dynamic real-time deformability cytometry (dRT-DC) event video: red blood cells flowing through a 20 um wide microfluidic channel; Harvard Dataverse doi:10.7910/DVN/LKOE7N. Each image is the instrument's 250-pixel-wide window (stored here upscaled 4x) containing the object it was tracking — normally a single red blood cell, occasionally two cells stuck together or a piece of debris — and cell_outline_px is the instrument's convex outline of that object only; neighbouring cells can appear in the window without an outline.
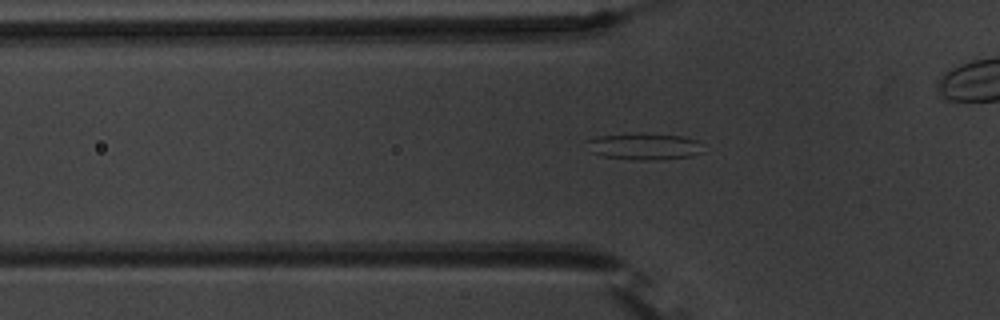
{"species": "common noctule bat (a hibernating species)", "species_latin": "Nyctalus noctula", "temperature_condition": "warm", "stored_images_in_passage": 56, "camera_frame_rate_fps": 3000, "um_per_image_px": 0.085, "animal": {"sex": "male", "body_mass_g": 20.1, "forearm_length_mm": 53.5}, "frame": {"image": 1, "passage_image": 19, "time_ms": 6.0, "image_size_px": [1000, 320], "cell_outline_px": [[704, 152], [692, 156], [656, 160], [632, 160], [604, 156], [592, 152], [588, 140], [596, 136], [640, 132], [684, 136], [696, 140]], "centroid_in_image_um": [54.79, 12.43], "position_along_channel_um": 71.0, "area_um2": 18.15}}
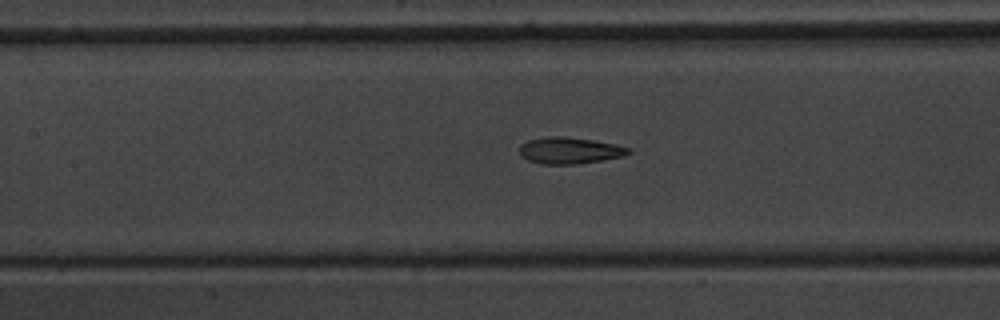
{"frame": {"image": 2, "passage_image": 26, "time_ms": 8.333, "image_size_px": [1000, 320], "cell_outline_px": [[632, 152], [624, 156], [576, 164], [540, 164], [528, 160], [520, 156], [520, 144], [528, 140], [548, 136], [564, 136], [592, 140], [616, 144], [628, 148]], "centroid_in_image_um": [48.38, 12.79], "position_along_channel_um": 159.0, "area_um2": 16.82}}
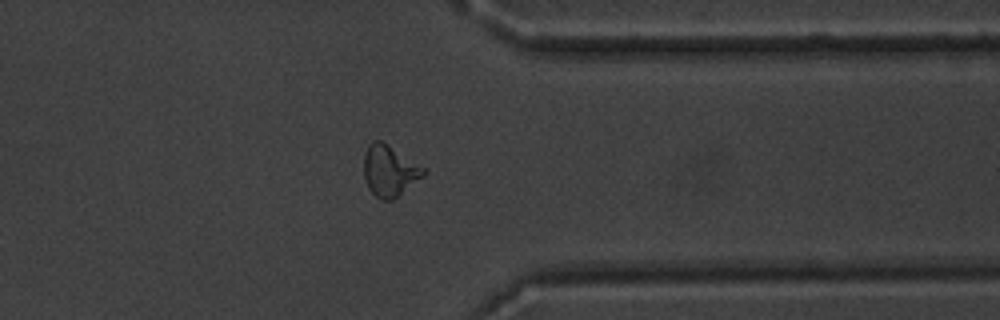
{"frame": {"image": 3, "passage_image": 44, "time_ms": 14.333, "image_size_px": [1000, 320], "cell_outline_px": [[428, 172], [424, 176], [392, 200], [380, 200], [368, 188], [364, 176], [364, 156], [368, 144], [372, 140], [380, 140], [388, 144], [424, 168]], "centroid_in_image_um": [33.1, 14.51], "position_along_channel_um": 378.3, "area_um2": 17.69}, "authors_computed_cell_mechanics": {"area_um2": 17.3111, "velocity_mm_per_s": 3.722, "shape_relaxation_time_tau1_ms": 4.5195, "shape_relaxation_time_tau2_ms": 1.7454, "deformation_change_tau1": 0.1902, "deformation_change_tau2": 0.1093}}